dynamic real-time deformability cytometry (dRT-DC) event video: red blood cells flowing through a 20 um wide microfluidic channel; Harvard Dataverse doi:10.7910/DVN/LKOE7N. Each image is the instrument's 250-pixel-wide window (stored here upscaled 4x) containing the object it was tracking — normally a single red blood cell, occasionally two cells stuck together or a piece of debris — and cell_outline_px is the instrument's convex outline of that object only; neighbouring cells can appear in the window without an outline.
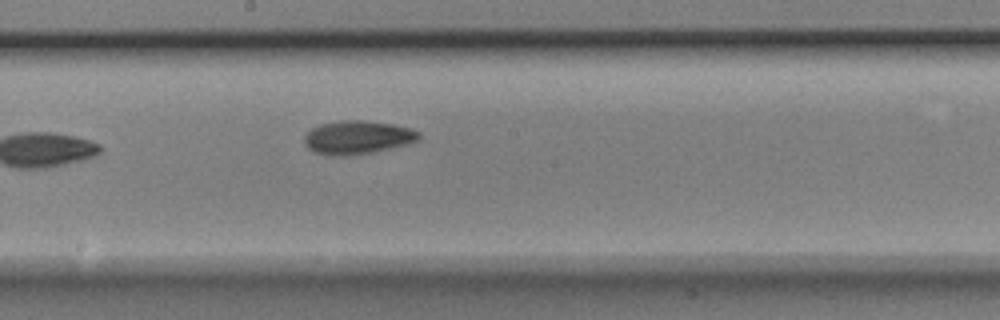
{"species": "Egyptian fruit bat (a non-hibernating species)", "species_latin": "Rousettus aegyptiacus", "temperature_condition": "room temperature", "stored_images_in_passage": 9, "camera_frame_rate_fps": 3000, "um_per_image_px": 0.085, "animal": {"sex": "male"}, "frame": {"image": 1, "passage_image": 9, "time_ms": 2.667, "image_size_px": [1000, 320], "cell_outline_px": [[420, 136], [416, 140], [408, 144], [376, 152], [348, 156], [332, 156], [316, 152], [308, 148], [304, 144], [304, 136], [312, 128], [320, 124], [340, 120], [360, 120], [392, 124], [408, 128], [420, 132]], "centroid_in_image_um": [30.37, 11.69], "position_along_channel_um": 217.8, "area_um2": 22.37}}